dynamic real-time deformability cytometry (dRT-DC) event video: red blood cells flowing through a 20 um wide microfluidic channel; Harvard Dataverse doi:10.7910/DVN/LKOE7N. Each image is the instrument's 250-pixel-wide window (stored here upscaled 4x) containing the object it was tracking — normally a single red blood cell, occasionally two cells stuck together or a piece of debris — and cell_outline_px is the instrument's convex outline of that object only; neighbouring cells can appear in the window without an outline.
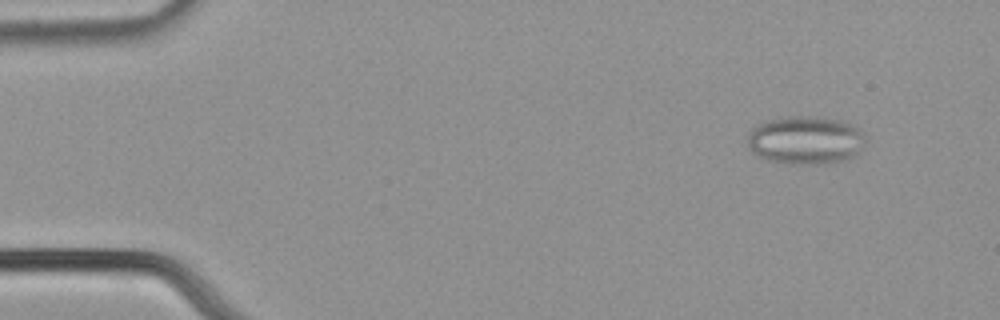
{"species": "common noctule bat (a hibernating species)", "species_latin": "Nyctalus noctula", "temperature_condition": "cold", "stored_images_in_passage": 17, "camera_frame_rate_fps": 3000, "um_per_image_px": 0.085, "animal": {"sex": "male", "body_mass_g": 21.5, "forearm_length_mm": 52.0}, "frame": {"image": 1, "passage_image": 5, "time_ms": 1.333, "image_size_px": [1000, 320], "cell_outline_px": [[864, 140], [856, 156], [844, 160], [828, 164], [784, 164], [764, 160], [756, 156], [748, 148], [748, 132], [752, 128], [768, 120], [788, 116], [808, 116], [840, 120], [852, 124], [864, 132]], "centroid_in_image_um": [68.44, 11.94], "position_along_channel_um": 16.6, "area_um2": 33.58}}